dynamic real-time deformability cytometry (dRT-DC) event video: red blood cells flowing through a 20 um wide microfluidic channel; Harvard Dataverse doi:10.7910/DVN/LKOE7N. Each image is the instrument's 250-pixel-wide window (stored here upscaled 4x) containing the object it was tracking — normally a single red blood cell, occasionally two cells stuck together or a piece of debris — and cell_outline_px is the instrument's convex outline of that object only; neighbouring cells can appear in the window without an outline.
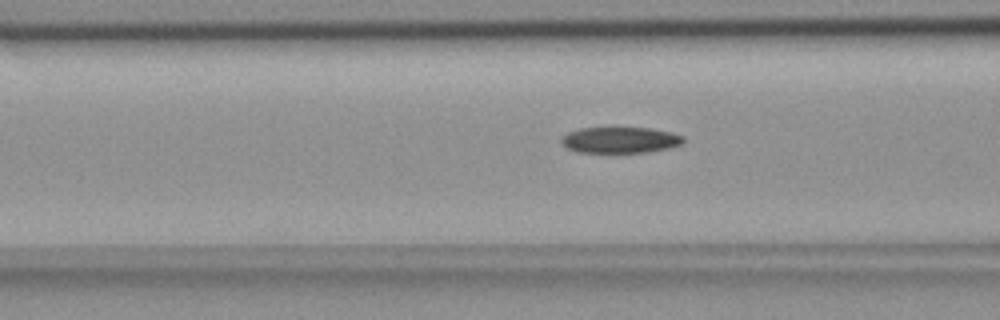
{"species": "common noctule bat (a hibernating species)", "species_latin": "Nyctalus noctula", "temperature_condition": "room temperature", "stored_images_in_passage": 53, "camera_frame_rate_fps": 3000, "um_per_image_px": 0.085, "animal": {"sex": "female", "body_mass_g": 18.4}, "frame": {"image": 1, "passage_image": 19, "time_ms": 6.0, "image_size_px": [1000, 320], "cell_outline_px": [[684, 140], [680, 144], [668, 148], [648, 152], [580, 152], [568, 148], [560, 140], [560, 136], [568, 132], [580, 128], [648, 128], [672, 132], [684, 136]], "centroid_in_image_um": [52.71, 11.89], "position_along_channel_um": 113.9, "area_um2": 18.38}}
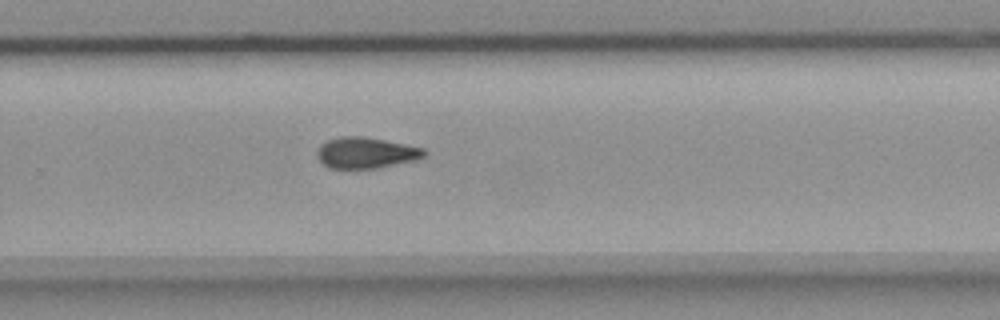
{"frame": {"image": 2, "passage_image": 34, "time_ms": 11.0, "image_size_px": [1000, 320], "cell_outline_px": [[428, 152], [424, 156], [412, 160], [376, 168], [328, 168], [316, 156], [316, 152], [320, 144], [328, 140], [340, 136], [360, 136], [384, 140], [424, 148]], "centroid_in_image_um": [31.06, 12.98], "position_along_channel_um": 298.7, "area_um2": 19.13}}
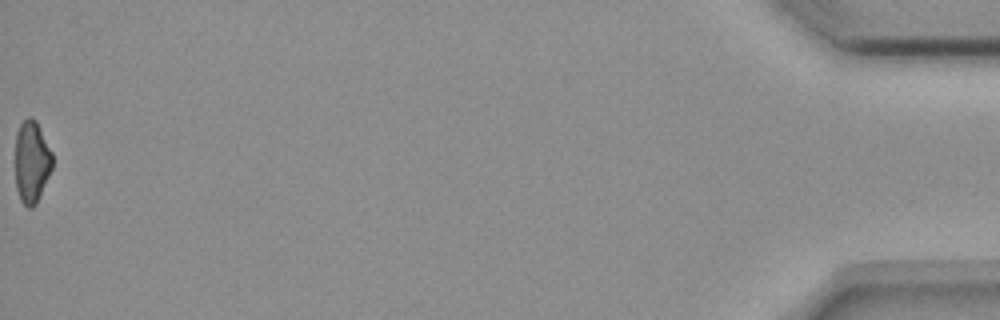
{"frame": {"image": 3, "passage_image": 53, "time_ms": 17.333, "image_size_px": [1000, 320], "cell_outline_px": [[52, 168], [40, 196], [36, 204], [32, 208], [28, 208], [20, 200], [16, 188], [16, 132], [20, 124], [28, 116], [32, 116], [36, 120], [52, 152]], "centroid_in_image_um": [2.69, 13.75], "position_along_channel_um": 432.5, "area_um2": 17.8}, "authors_computed_cell_mechanics": {"area_um2": 19.0162, "velocity_mm_per_s": 3.7076, "shape_relaxation_time_tau1_ms": 8.3435, "shape_relaxation_time_tau2_ms": 9.9272, "deformation_change_tau1": 0.1599, "deformation_change_tau2": 0.1904}}